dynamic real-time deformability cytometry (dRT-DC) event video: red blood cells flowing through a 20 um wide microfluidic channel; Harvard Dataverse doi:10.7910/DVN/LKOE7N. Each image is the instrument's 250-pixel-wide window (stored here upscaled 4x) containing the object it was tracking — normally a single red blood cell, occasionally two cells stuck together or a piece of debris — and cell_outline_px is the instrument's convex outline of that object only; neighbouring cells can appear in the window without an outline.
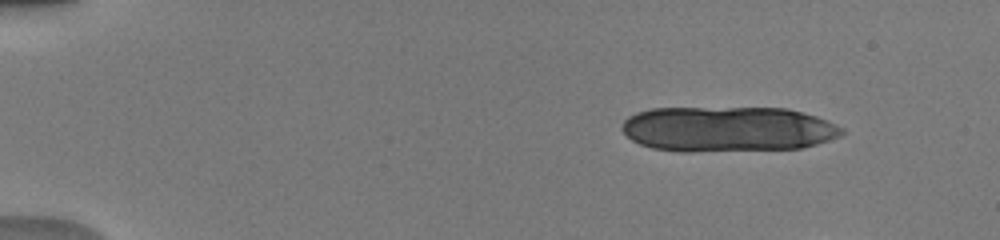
{"species": "human", "species_latin": "Homo sapiens", "temperature_condition": "warm", "stored_images_in_passage": 12, "camera_frame_rate_fps": 3000, "um_per_image_px": 0.085, "donor": {"sex": "male"}, "frame": {"image": 1, "passage_image": 1, "time_ms": 0.0, "image_size_px": [1000, 240], "cell_outline_px": [[844, 132], [840, 136], [816, 144], [800, 148], [692, 152], [680, 152], [652, 148], [640, 144], [632, 140], [620, 128], [624, 120], [628, 116], [636, 112], [652, 108], [788, 108], [816, 116], [844, 128]], "centroid_in_image_um": [61.82, 10.97], "position_along_channel_um": 23.2, "area_um2": 58.32}}